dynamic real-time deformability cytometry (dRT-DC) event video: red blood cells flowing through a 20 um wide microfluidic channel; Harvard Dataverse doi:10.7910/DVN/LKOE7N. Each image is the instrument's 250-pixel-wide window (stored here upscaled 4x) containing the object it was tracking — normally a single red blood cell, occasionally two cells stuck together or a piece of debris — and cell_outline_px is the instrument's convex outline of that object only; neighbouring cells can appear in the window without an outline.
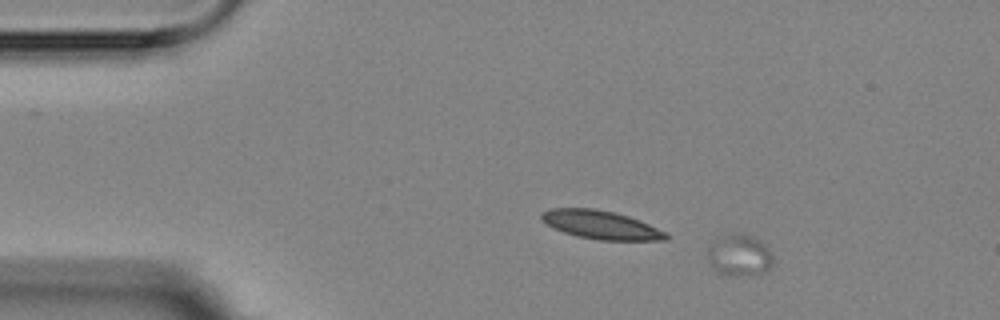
{"species": "Egyptian fruit bat (a non-hibernating species)", "species_latin": "Rousettus aegyptiacus", "temperature_condition": "room temperature", "stored_images_in_passage": 6, "segment_of_instrument_passage": [1, 2], "camera_frame_rate_fps": 3000, "um_per_image_px": 0.085, "animal": {"sex": "female"}, "frame": {"image": 1, "passage_image": 3, "time_ms": 2.333, "image_size_px": [1000, 320], "cell_outline_px": [[772, 264], [764, 272], [748, 276], [728, 276], [716, 272], [708, 264], [708, 248], [716, 240], [736, 232], [744, 232], [752, 236], [764, 244], [768, 248], [772, 256]], "centroid_in_image_um": [62.83, 21.72], "position_along_channel_um": 22.2, "area_um2": 15.95}}